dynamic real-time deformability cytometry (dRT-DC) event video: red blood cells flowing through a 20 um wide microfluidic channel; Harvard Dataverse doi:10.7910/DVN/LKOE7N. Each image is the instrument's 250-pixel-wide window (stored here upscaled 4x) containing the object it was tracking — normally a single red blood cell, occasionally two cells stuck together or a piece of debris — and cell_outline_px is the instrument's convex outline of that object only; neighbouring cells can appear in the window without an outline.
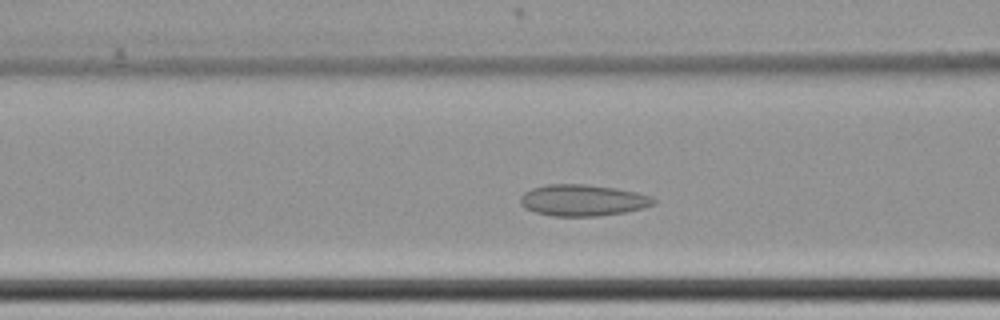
{"species": "common noctule bat (a hibernating species)", "species_latin": "Nyctalus noctula", "temperature_condition": "cold", "stored_images_in_passage": 56, "camera_frame_rate_fps": 3000, "um_per_image_px": 0.085, "animal": {"sex": "female", "body_mass_g": 22.7, "forearm_length_mm": 54.2}, "frame": {"image": 1, "passage_image": 20, "time_ms": 6.333, "image_size_px": [1000, 320], "cell_outline_px": [[656, 204], [644, 208], [624, 212], [596, 216], [552, 216], [536, 212], [524, 208], [520, 204], [520, 196], [524, 192], [532, 188], [548, 184], [584, 184], [616, 188], [636, 192], [652, 196], [656, 200]], "centroid_in_image_um": [49.54, 17.02], "position_along_channel_um": 117.1, "area_um2": 24.51}}
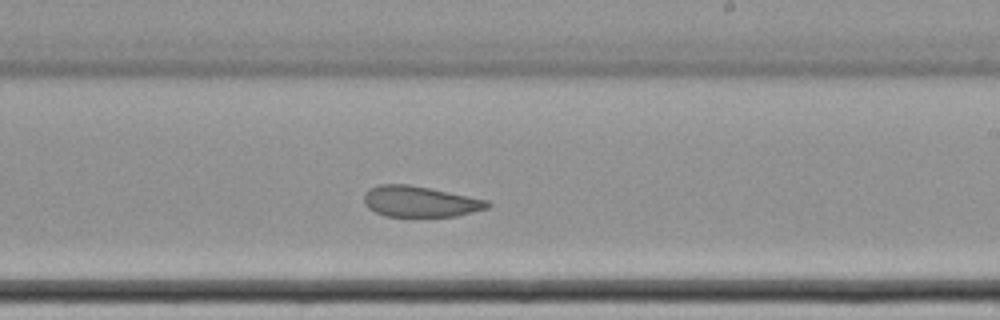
{"frame": {"image": 2, "passage_image": 32, "time_ms": 10.333, "image_size_px": [1000, 320], "cell_outline_px": [[492, 204], [488, 208], [456, 216], [384, 216], [368, 208], [364, 204], [364, 196], [372, 188], [380, 184], [408, 184], [488, 200]], "centroid_in_image_um": [35.71, 17.14], "position_along_channel_um": 253.3, "area_um2": 21.91}}
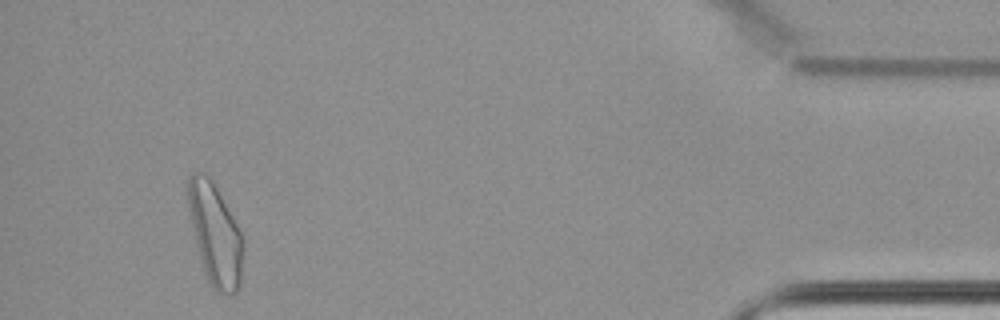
{"frame": {"image": 3, "passage_image": 52, "time_ms": 17.0, "image_size_px": [1000, 320], "cell_outline_px": [[244, 252], [240, 284], [236, 292], [216, 292], [212, 288], [208, 280], [200, 260], [184, 188], [188, 176], [192, 172], [200, 172], [208, 176], [212, 180], [244, 236]], "centroid_in_image_um": [18.28, 19.87], "position_along_channel_um": 416.9, "area_um2": 32.83}, "authors_computed_cell_mechanics": {"area_um2": 26.0967, "velocity_mm_per_s": 3.4083, "shape_relaxation_time_tau1_ms": null, "shape_relaxation_time_tau2_ms": 2.4115, "deformation_change_tau1": null, "deformation_change_tau2": 0.0794}}